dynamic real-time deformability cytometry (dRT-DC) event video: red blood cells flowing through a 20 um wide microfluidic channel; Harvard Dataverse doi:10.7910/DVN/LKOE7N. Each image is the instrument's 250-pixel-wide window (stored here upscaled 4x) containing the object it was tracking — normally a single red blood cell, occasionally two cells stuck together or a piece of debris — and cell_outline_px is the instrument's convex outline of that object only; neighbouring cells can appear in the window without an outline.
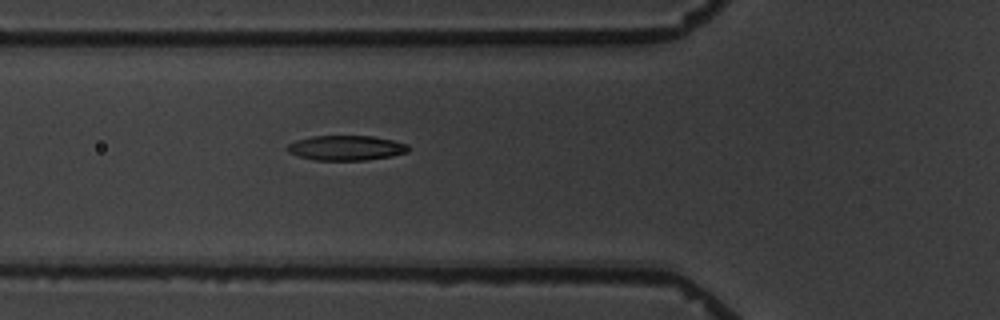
{"species": "common noctule bat (a hibernating species)", "species_latin": "Nyctalus noctula", "temperature_condition": "warm", "stored_images_in_passage": 6, "camera_frame_rate_fps": 3000, "um_per_image_px": 0.085, "animal": {"sex": "male", "body_mass_g": 19.5, "forearm_length_mm": 54.6}, "frame": {"image": 1, "passage_image": 6, "time_ms": 6.0, "image_size_px": [1000, 320], "cell_outline_px": [[408, 152], [392, 156], [364, 160], [312, 160], [288, 152], [284, 148], [288, 144], [296, 140], [312, 136], [372, 136], [392, 140], [408, 144]], "centroid_in_image_um": [29.39, 12.57], "position_along_channel_um": 96.4, "area_um2": 17.57}}